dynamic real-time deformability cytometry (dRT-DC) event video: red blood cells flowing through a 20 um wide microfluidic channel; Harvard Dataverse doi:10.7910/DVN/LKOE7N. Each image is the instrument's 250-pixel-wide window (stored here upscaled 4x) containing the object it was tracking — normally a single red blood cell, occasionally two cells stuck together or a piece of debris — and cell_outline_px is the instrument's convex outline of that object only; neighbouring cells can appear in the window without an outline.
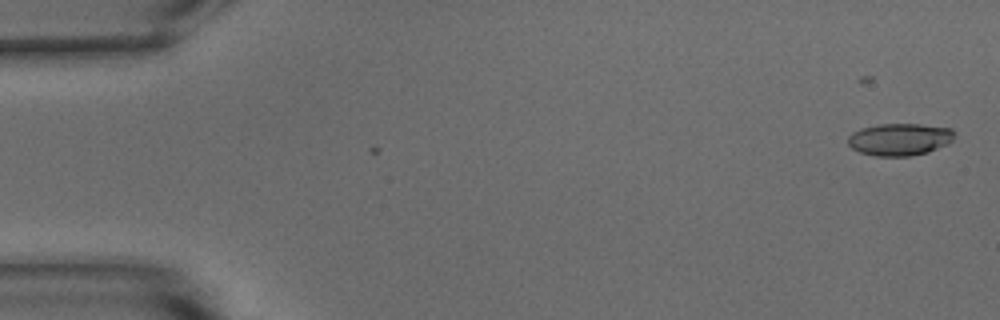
{"species": "common noctule bat (a hibernating species)", "species_latin": "Nyctalus noctula", "temperature_condition": "warm", "stored_images_in_passage": 2, "camera_frame_rate_fps": 3000, "um_per_image_px": 0.085, "animal": {"sex": "male", "body_mass_g": 15.6}, "frame": {"image": 1, "passage_image": 2, "time_ms": 0.333, "image_size_px": [1000, 320], "cell_outline_px": [[956, 132], [952, 140], [948, 144], [928, 152], [912, 156], [876, 156], [860, 152], [852, 148], [848, 144], [848, 136], [852, 132], [864, 128], [880, 124], [920, 124], [952, 128]], "centroid_in_image_um": [76.5, 11.85], "position_along_channel_um": 8.5, "area_um2": 20.06}}